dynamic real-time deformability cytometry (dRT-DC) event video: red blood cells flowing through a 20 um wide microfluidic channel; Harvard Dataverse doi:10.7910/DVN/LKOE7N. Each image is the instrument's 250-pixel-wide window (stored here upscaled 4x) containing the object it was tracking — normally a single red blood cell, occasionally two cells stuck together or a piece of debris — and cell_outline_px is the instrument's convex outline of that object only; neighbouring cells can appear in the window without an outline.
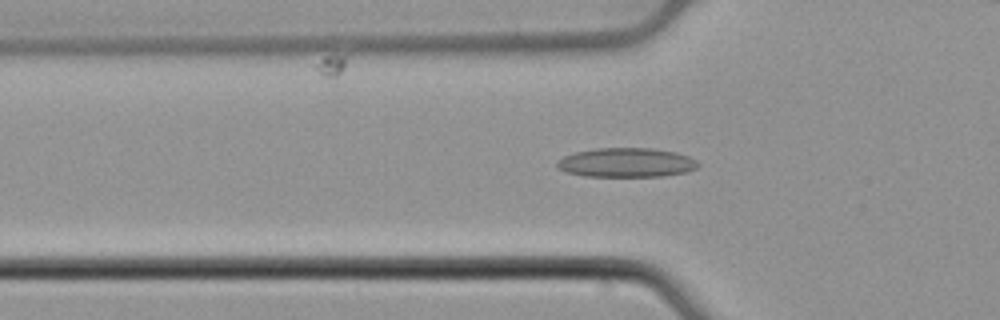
{"species": "common noctule bat (a hibernating species)", "species_latin": "Nyctalus noctula", "temperature_condition": "cold", "stored_images_in_passage": 51, "camera_frame_rate_fps": 3000, "um_per_image_px": 0.085, "animal": {"sex": "male", "body_mass_g": 21.5, "forearm_length_mm": 52.0}, "frame": {"image": 1, "passage_image": 15, "time_ms": 4.667, "image_size_px": [1000, 320], "cell_outline_px": [[700, 164], [696, 168], [688, 172], [660, 176], [584, 176], [564, 172], [556, 168], [556, 160], [564, 156], [576, 152], [596, 148], [652, 148], [676, 152], [688, 156], [696, 160]], "centroid_in_image_um": [53.21, 13.82], "position_along_channel_um": 72.6, "area_um2": 24.22}}
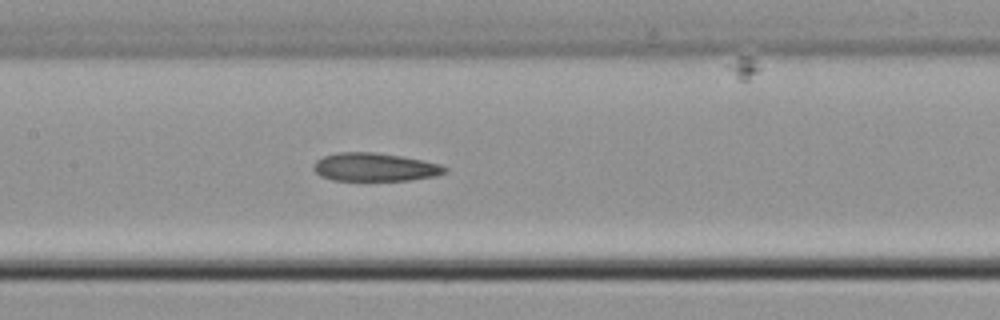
{"frame": {"image": 2, "passage_image": 23, "time_ms": 7.333, "image_size_px": [1000, 320], "cell_outline_px": [[448, 172], [436, 176], [408, 180], [332, 180], [320, 176], [312, 168], [312, 164], [316, 160], [324, 156], [336, 152], [372, 152], [400, 156], [440, 164], [448, 168]], "centroid_in_image_um": [31.83, 14.21], "position_along_channel_um": 175.6, "area_um2": 21.62}}
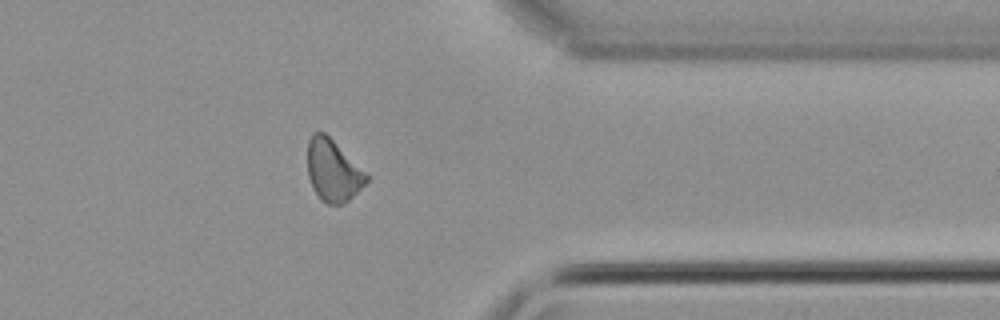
{"frame": {"image": 3, "passage_image": 40, "time_ms": 13.0, "image_size_px": [1000, 320], "cell_outline_px": [[368, 180], [344, 204], [328, 204], [320, 200], [312, 188], [308, 176], [308, 140], [312, 132], [324, 132], [368, 172]], "centroid_in_image_um": [28.3, 14.49], "position_along_channel_um": 383.1, "area_um2": 21.33}, "authors_computed_cell_mechanics": {"area_um2": 22.253, "velocity_mm_per_s": 3.8645, "shape_relaxation_time_tau1_ms": null, "shape_relaxation_time_tau2_ms": 7.4144, "deformation_change_tau1": null, "deformation_change_tau2": 0.1428}}